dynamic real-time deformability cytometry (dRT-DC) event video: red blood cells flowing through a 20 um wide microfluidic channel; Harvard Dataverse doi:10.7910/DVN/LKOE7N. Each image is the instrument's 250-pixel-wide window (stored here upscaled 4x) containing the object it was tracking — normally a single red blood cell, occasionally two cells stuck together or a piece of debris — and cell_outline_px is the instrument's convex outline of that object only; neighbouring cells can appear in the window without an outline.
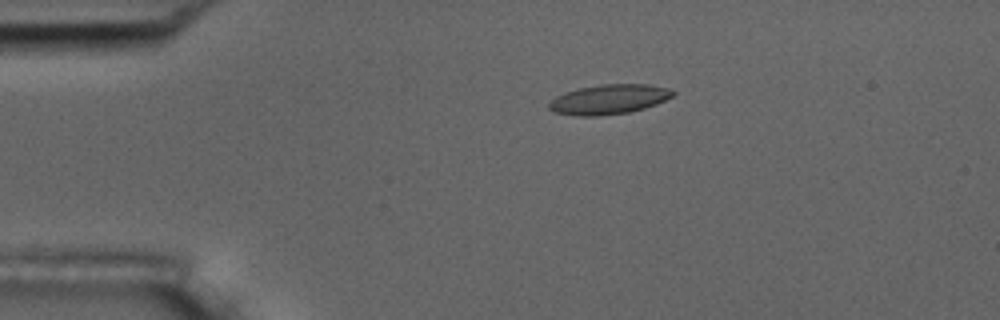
{"species": "common noctule bat (a hibernating species)", "species_latin": "Nyctalus noctula", "temperature_condition": "room temperature", "stored_images_in_passage": 5, "camera_frame_rate_fps": 3000, "um_per_image_px": 0.085, "animal": {"sex": "male", "body_mass_g": 17.5, "forearm_length_mm": 52.3}, "frame": {"image": 1, "passage_image": 3, "time_ms": 3.0, "image_size_px": [1000, 320], "cell_outline_px": [[676, 92], [672, 96], [656, 104], [644, 108], [628, 112], [596, 116], [572, 116], [556, 112], [548, 108], [548, 104], [556, 96], [564, 92], [580, 88], [600, 84], [648, 84], [668, 88]], "centroid_in_image_um": [51.74, 8.44], "position_along_channel_um": 33.3, "area_um2": 21.39}}
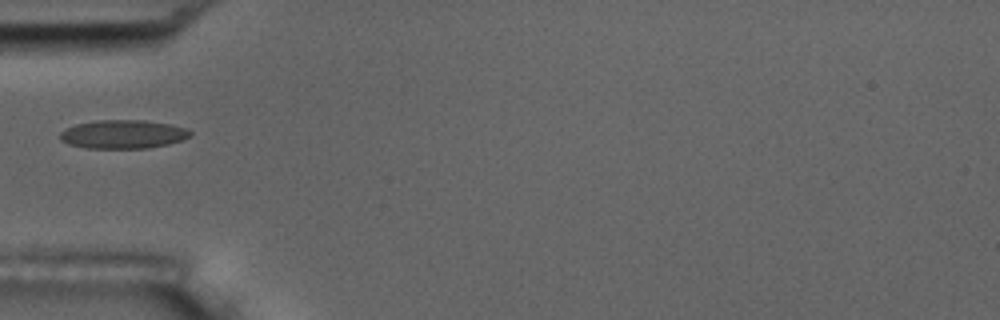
{"frame": {"image": 2, "passage_image": 5, "time_ms": 5.333, "image_size_px": [1000, 320], "cell_outline_px": [[192, 136], [168, 144], [148, 148], [88, 148], [68, 144], [60, 140], [60, 132], [64, 128], [76, 124], [96, 120], [144, 120], [172, 124], [184, 128], [192, 132]], "centroid_in_image_um": [10.44, 11.4], "position_along_channel_um": 74.6, "area_um2": 21.79}}